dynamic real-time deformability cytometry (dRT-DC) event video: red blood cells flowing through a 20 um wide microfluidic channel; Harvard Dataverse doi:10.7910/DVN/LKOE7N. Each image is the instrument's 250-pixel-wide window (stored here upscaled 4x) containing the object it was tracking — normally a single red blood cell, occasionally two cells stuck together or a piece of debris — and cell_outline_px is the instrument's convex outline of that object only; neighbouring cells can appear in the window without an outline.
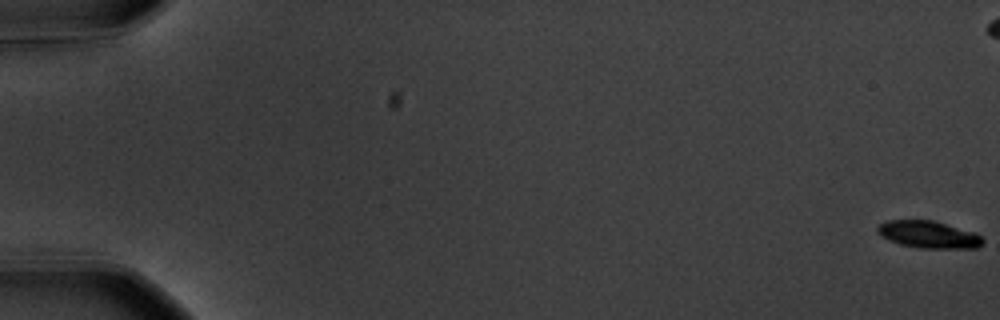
{"species": "common noctule bat (a hibernating species)", "species_latin": "Nyctalus noctula", "temperature_condition": "warm", "stored_images_in_passage": 60, "camera_frame_rate_fps": 3000, "um_per_image_px": 0.085, "animal": {"sex": "male", "body_mass_g": 20.1, "forearm_length_mm": 53.5}, "frame": {"image": 1, "passage_image": 1, "time_ms": 0.0, "image_size_px": [1000, 320], "cell_outline_px": [[984, 244], [976, 248], [920, 248], [900, 244], [888, 240], [880, 236], [876, 232], [876, 228], [880, 224], [888, 220], [932, 220], [976, 232], [984, 240]], "centroid_in_image_um": [78.93, 19.94], "position_along_channel_um": 6.1, "area_um2": 16.82}}
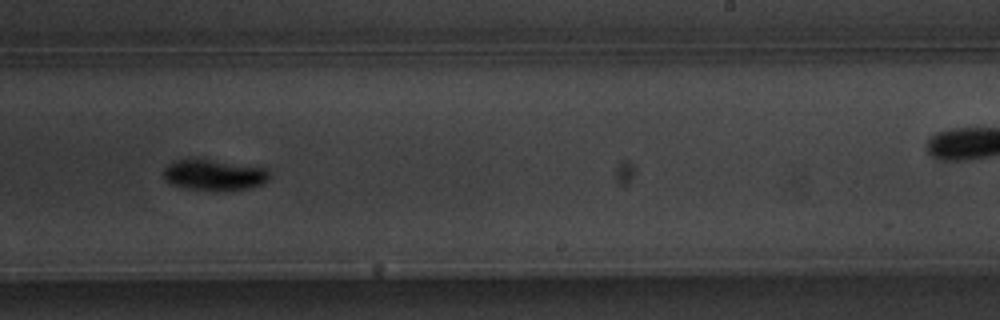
{"frame": {"image": 2, "passage_image": 38, "time_ms": 12.333, "image_size_px": [1000, 320], "cell_outline_px": [[272, 176], [264, 184], [252, 188], [228, 192], [216, 192], [184, 188], [172, 184], [164, 180], [164, 168], [168, 164], [176, 160], [192, 156], [264, 168]], "centroid_in_image_um": [18.19, 14.88], "position_along_channel_um": 270.8, "area_um2": 20.06}}
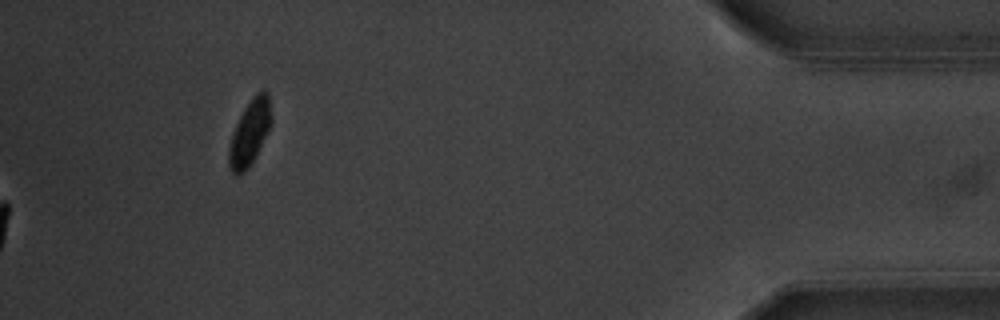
{"frame": {"image": 3, "passage_image": 60, "time_ms": 19.667, "image_size_px": [1000, 320], "cell_outline_px": [[272, 124], [256, 156], [248, 168], [240, 176], [236, 176], [232, 172], [228, 164], [228, 148], [232, 132], [244, 108], [256, 92], [264, 88], [268, 92], [272, 116]], "centroid_in_image_um": [21.23, 11.27], "position_along_channel_um": 414.0, "area_um2": 16.53}, "authors_computed_cell_mechanics": {"area_um2": 18.6405, "velocity_mm_per_s": 3.5948, "shape_relaxation_time_tau1_ms": 2.938, "shape_relaxation_time_tau2_ms": null, "deformation_change_tau1": 0.184, "deformation_change_tau2": null}}